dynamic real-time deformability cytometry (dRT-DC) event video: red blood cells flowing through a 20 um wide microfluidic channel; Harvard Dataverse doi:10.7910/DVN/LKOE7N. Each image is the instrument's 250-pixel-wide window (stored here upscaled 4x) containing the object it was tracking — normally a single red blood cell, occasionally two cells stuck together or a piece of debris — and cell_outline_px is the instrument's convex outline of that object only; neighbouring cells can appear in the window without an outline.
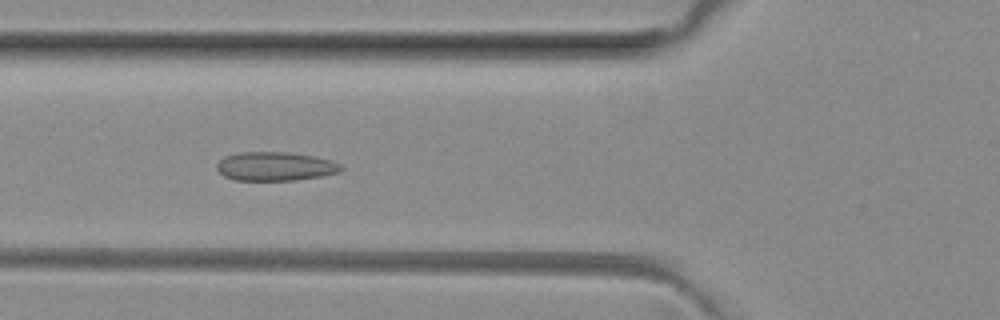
{"species": "common noctule bat (a hibernating species)", "species_latin": "Nyctalus noctula", "temperature_condition": "room temperature", "stored_images_in_passage": 31, "camera_frame_rate_fps": 3000, "um_per_image_px": 0.085, "animal": {"sex": "female", "body_mass_g": 29.2, "forearm_length_mm": 56.3}, "frame": {"image": 1, "passage_image": 7, "time_ms": 2.0, "image_size_px": [1000, 320], "cell_outline_px": [[344, 168], [340, 172], [320, 176], [296, 180], [236, 180], [224, 176], [216, 168], [216, 164], [224, 156], [236, 152], [288, 152], [316, 156], [332, 160], [340, 164]], "centroid_in_image_um": [23.4, 14.13], "position_along_channel_um": 102.4, "area_um2": 21.04}}
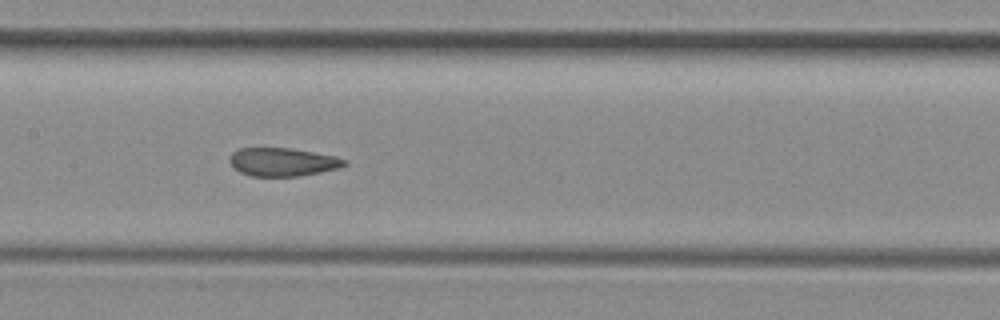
{"frame": {"image": 2, "passage_image": 13, "time_ms": 4.0, "image_size_px": [1000, 320], "cell_outline_px": [[348, 164], [340, 168], [300, 176], [252, 176], [240, 172], [228, 160], [232, 152], [240, 148], [288, 148], [336, 156], [348, 160]], "centroid_in_image_um": [24.06, 13.77], "position_along_channel_um": 183.3, "area_um2": 18.9}}
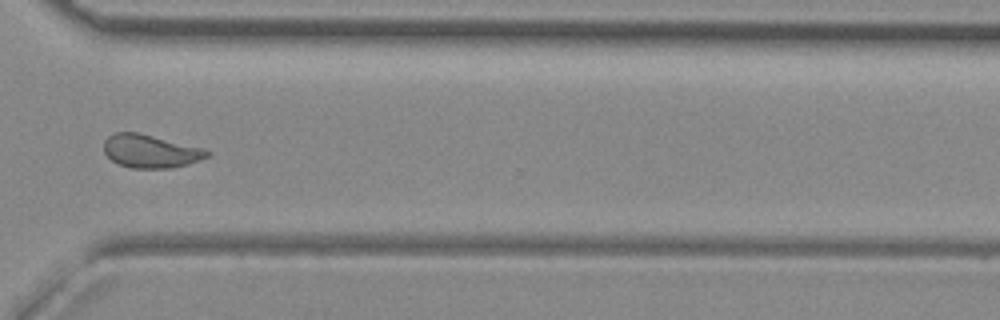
{"frame": {"image": 3, "passage_image": 26, "time_ms": 8.333, "image_size_px": [1000, 320], "cell_outline_px": [[212, 152], [208, 156], [188, 164], [172, 168], [132, 168], [116, 164], [104, 152], [104, 140], [108, 136], [116, 132], [140, 132], [204, 148]], "centroid_in_image_um": [12.79, 12.84], "position_along_channel_um": 357.8, "area_um2": 20.17}, "authors_computed_cell_mechanics": {"area_um2": 19.941, "velocity_mm_per_s": 4.0312, "shape_relaxation_time_tau1_ms": null, "shape_relaxation_time_tau2_ms": 1.1662, "deformation_change_tau1": null, "deformation_change_tau2": 0.0809}}